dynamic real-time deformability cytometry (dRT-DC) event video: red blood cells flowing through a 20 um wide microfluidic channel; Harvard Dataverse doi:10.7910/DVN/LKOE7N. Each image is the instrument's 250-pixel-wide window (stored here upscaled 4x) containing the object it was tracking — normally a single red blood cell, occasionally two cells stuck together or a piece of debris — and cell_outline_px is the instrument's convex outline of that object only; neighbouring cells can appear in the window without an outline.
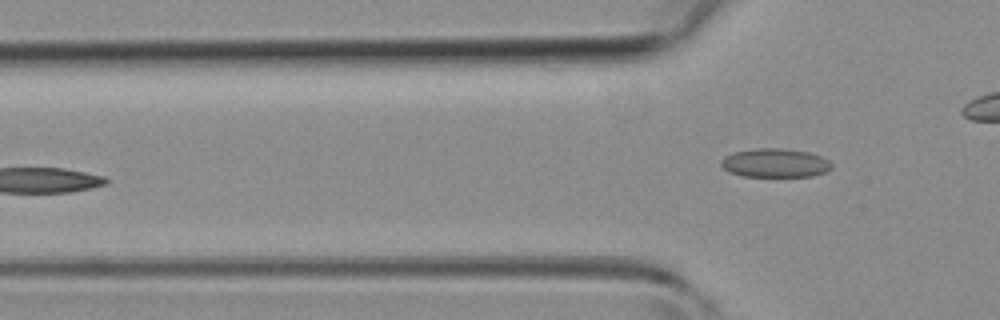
{"species": "common noctule bat (a hibernating species)", "species_latin": "Nyctalus noctula", "temperature_condition": "room temperature", "stored_images_in_passage": 5, "camera_frame_rate_fps": 3000, "um_per_image_px": 0.085, "animal": {"sex": "female", "body_mass_g": 19.3, "forearm_length_mm": 54.1}, "frame": {"image": 1, "passage_image": 5, "time_ms": 4.667, "image_size_px": [1000, 320], "cell_outline_px": [[832, 168], [824, 172], [812, 176], [744, 176], [728, 172], [720, 164], [720, 160], [724, 156], [732, 152], [752, 148], [784, 148], [808, 152], [820, 156], [828, 160], [832, 164]], "centroid_in_image_um": [65.84, 13.84], "position_along_channel_um": 60.0, "area_um2": 18.67}}